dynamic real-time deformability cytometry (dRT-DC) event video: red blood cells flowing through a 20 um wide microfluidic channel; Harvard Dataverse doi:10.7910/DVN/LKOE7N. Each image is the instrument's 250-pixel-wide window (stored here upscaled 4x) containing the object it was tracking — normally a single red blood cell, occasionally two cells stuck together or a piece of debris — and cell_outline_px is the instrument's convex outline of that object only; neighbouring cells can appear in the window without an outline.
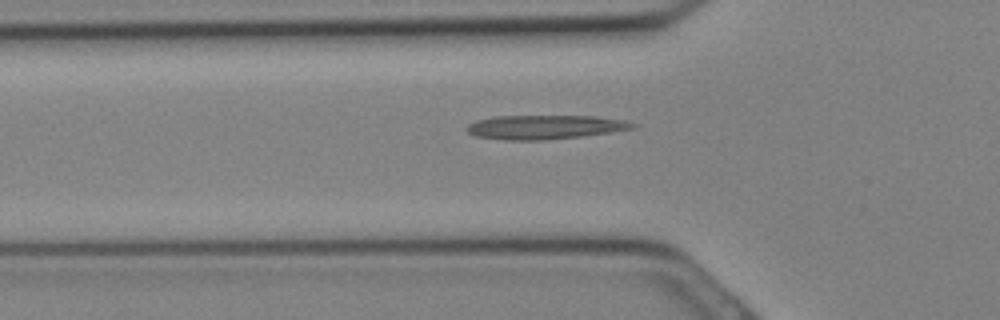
{"species": "Egyptian fruit bat (a non-hibernating species)", "species_latin": "Rousettus aegyptiacus", "temperature_condition": "cold", "stored_images_in_passage": 22, "camera_frame_rate_fps": 3000, "um_per_image_px": 0.085, "animal": {"sex": "female"}, "frame": {"image": 1, "passage_image": 4, "time_ms": 1.0, "image_size_px": [1000, 320], "cell_outline_px": [[640, 124], [636, 128], [584, 136], [544, 140], [508, 140], [476, 136], [468, 132], [464, 128], [468, 124], [476, 120], [496, 116], [592, 116], [624, 120]], "centroid_in_image_um": [46.33, 10.8], "position_along_channel_um": 79.5, "area_um2": 23.35}}
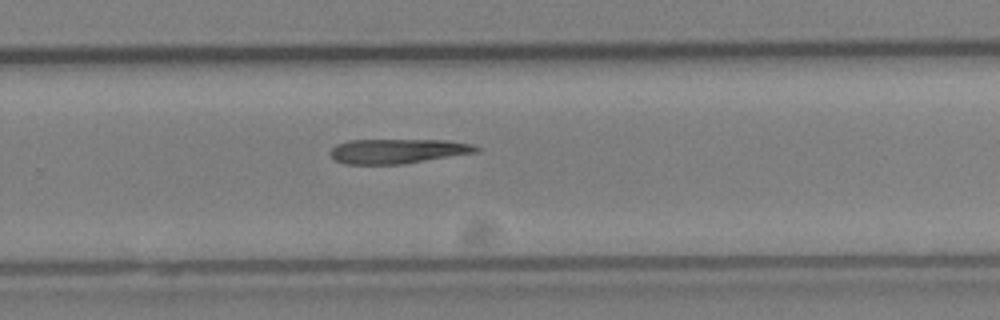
{"frame": {"image": 2, "passage_image": 14, "time_ms": 4.333, "image_size_px": [1000, 320], "cell_outline_px": [[480, 152], [404, 164], [344, 164], [332, 160], [328, 152], [336, 144], [348, 140], [448, 140], [472, 144], [480, 148]], "centroid_in_image_um": [33.79, 12.85], "position_along_channel_um": 296.0, "area_um2": 21.33}}
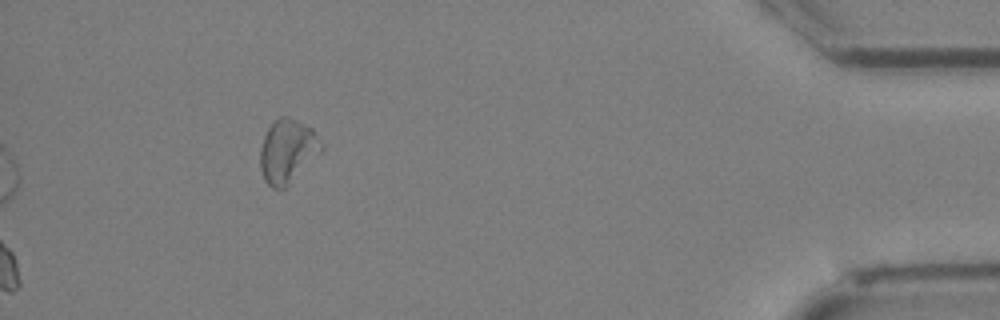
{"frame": {"image": 3, "passage_image": 22, "time_ms": 7.0, "image_size_px": [1000, 320], "cell_outline_px": [[324, 148], [288, 188], [272, 188], [264, 180], [260, 168], [260, 148], [264, 136], [268, 128], [280, 116], [288, 116], [312, 128], [324, 144]], "centroid_in_image_um": [24.45, 12.87], "position_along_channel_um": 410.7, "area_um2": 22.95}}